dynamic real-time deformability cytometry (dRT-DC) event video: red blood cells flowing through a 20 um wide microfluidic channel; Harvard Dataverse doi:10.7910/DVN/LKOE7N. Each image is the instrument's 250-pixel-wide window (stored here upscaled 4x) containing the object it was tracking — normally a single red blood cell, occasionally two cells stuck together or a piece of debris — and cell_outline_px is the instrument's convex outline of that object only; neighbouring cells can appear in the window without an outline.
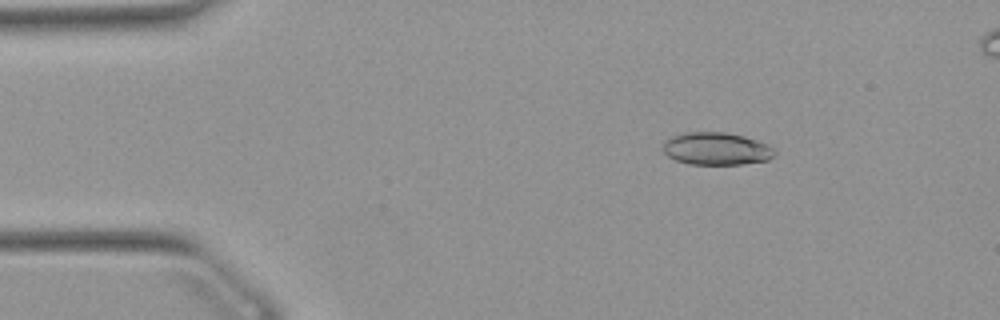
{"species": "Egyptian fruit bat (a non-hibernating species)", "species_latin": "Rousettus aegyptiacus", "temperature_condition": "warm", "stored_images_in_passage": 53, "segment_of_instrument_passage": [1, 2], "camera_frame_rate_fps": 3000, "um_per_image_px": 0.085, "animal": {"sex": "female"}, "frame": {"image": 1, "passage_image": 8, "time_ms": 2.333, "image_size_px": [1000, 320], "cell_outline_px": [[776, 156], [768, 160], [744, 164], [688, 164], [676, 160], [668, 156], [660, 148], [664, 140], [672, 136], [684, 132], [728, 132], [744, 136], [768, 144], [776, 148]], "centroid_in_image_um": [60.9, 12.63], "position_along_channel_um": 24.1, "area_um2": 21.62}}
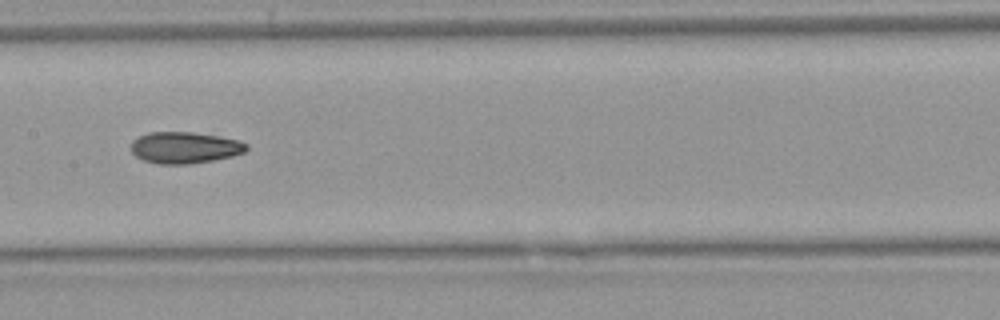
{"frame": {"image": 2, "passage_image": 26, "time_ms": 8.333, "image_size_px": [1000, 320], "cell_outline_px": [[248, 148], [244, 152], [232, 156], [212, 160], [188, 164], [156, 164], [144, 160], [136, 156], [132, 152], [132, 140], [148, 132], [192, 132], [240, 140], [248, 144]], "centroid_in_image_um": [15.7, 12.55], "position_along_channel_um": 191.7, "area_um2": 21.1}}
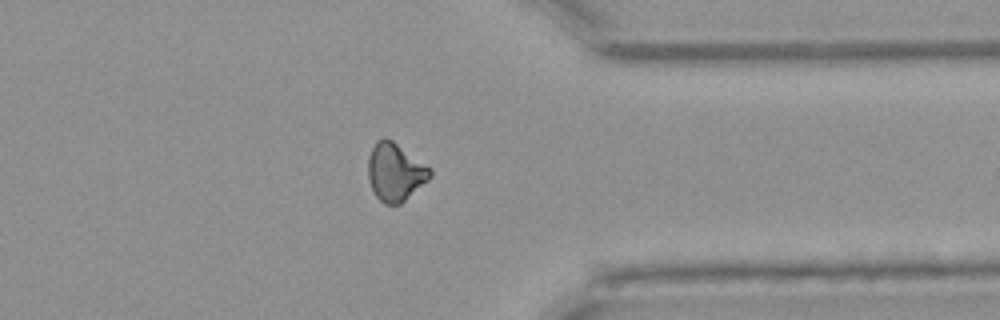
{"frame": {"image": 3, "passage_image": 41, "time_ms": 13.333, "image_size_px": [1000, 320], "cell_outline_px": [[432, 176], [428, 180], [400, 204], [384, 204], [376, 196], [368, 180], [368, 156], [376, 140], [384, 136], [392, 140], [432, 168]], "centroid_in_image_um": [33.59, 14.6], "position_along_channel_um": 377.8, "area_um2": 20.98}}